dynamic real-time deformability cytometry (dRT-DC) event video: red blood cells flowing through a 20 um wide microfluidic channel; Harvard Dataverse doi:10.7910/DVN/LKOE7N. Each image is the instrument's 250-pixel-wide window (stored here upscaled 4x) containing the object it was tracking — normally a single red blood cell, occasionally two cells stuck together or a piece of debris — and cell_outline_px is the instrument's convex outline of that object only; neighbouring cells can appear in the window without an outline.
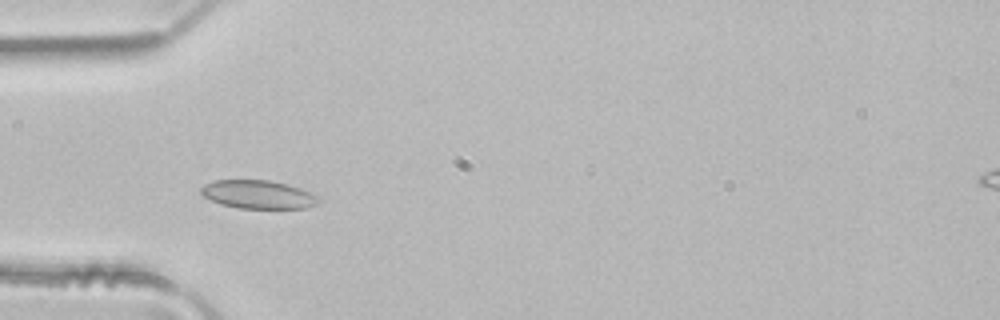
{"species": "common noctule bat (a hibernating species)", "species_latin": "Nyctalus noctula", "temperature_condition": "room temperature", "stored_images_in_passage": 2, "camera_frame_rate_fps": 3000, "um_per_image_px": 0.085, "animal": {"sex": "male", "body_mass_g": 21.5, "forearm_length_mm": 52.0}, "frame": {"image": 1, "passage_image": 2, "time_ms": 0.333, "image_size_px": [1000, 320], "cell_outline_px": [[324, 200], [320, 204], [308, 208], [240, 208], [220, 204], [204, 196], [200, 192], [200, 188], [204, 184], [212, 180], [268, 180], [288, 184], [300, 188], [320, 196]], "centroid_in_image_um": [22.01, 16.53], "position_along_channel_um": 63.0, "area_um2": 19.77}}